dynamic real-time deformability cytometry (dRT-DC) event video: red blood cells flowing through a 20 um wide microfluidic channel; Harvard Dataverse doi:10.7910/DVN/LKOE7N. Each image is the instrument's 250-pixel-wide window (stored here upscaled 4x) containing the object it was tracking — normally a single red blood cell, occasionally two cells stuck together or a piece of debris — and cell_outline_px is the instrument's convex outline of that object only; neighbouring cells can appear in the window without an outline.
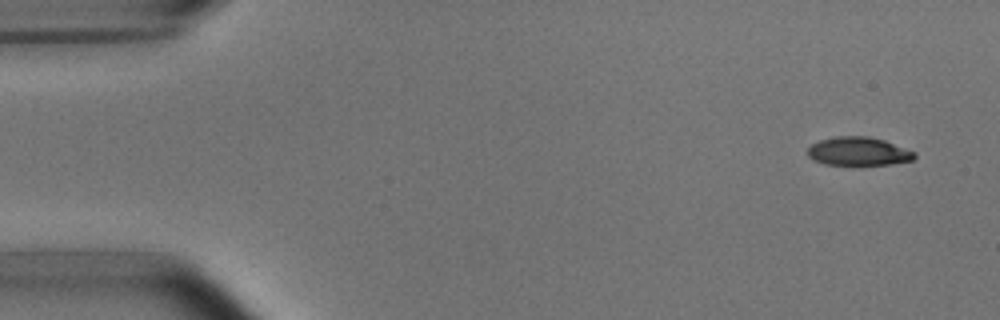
{"species": "common noctule bat (a hibernating species)", "species_latin": "Nyctalus noctula", "temperature_condition": "room temperature", "stored_images_in_passage": 5, "camera_frame_rate_fps": 3000, "um_per_image_px": 0.085, "animal": {"sex": "male", "body_mass_g": 15.6}, "frame": {"image": 1, "passage_image": 1, "time_ms": 0.0, "image_size_px": [1000, 320], "cell_outline_px": [[916, 156], [912, 160], [888, 164], [824, 164], [808, 156], [808, 148], [812, 144], [820, 140], [836, 136], [868, 136], [884, 140], [916, 152]], "centroid_in_image_um": [72.98, 12.85], "position_along_channel_um": 12.0, "area_um2": 17.46}}
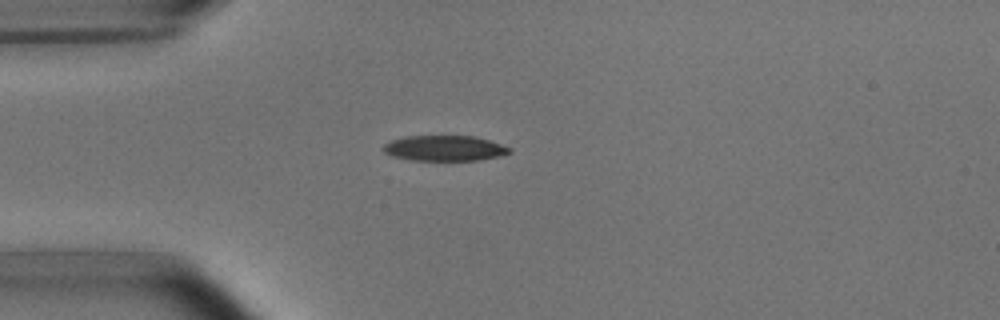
{"frame": {"image": 2, "passage_image": 4, "time_ms": 3.667, "image_size_px": [1000, 320], "cell_outline_px": [[512, 152], [480, 160], [412, 160], [392, 156], [384, 152], [380, 148], [384, 144], [392, 140], [408, 136], [472, 136], [488, 140], [512, 148]], "centroid_in_image_um": [37.75, 12.6], "position_along_channel_um": 47.2, "area_um2": 18.55}}